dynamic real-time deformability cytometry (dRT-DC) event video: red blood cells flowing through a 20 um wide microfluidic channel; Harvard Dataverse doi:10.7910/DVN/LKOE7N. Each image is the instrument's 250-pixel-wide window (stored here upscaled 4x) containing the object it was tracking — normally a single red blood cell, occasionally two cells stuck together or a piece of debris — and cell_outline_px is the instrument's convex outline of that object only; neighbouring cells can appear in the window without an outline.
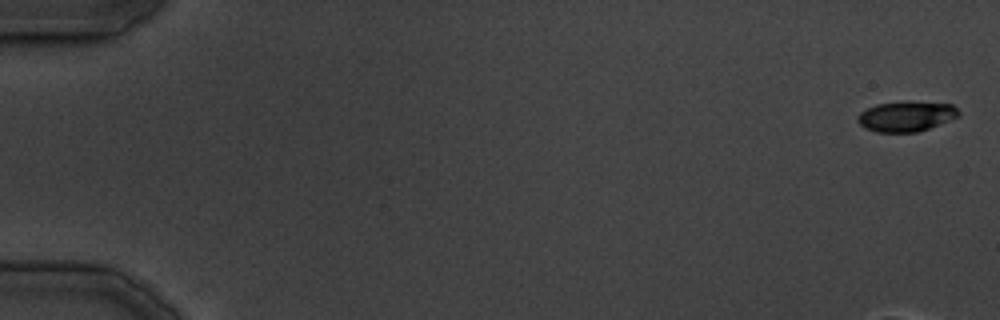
{"species": "common noctule bat (a hibernating species)", "species_latin": "Nyctalus noctula", "temperature_condition": "cold", "stored_images_in_passage": 8, "camera_frame_rate_fps": 3000, "um_per_image_px": 0.085, "animal": {"sex": "male", "body_mass_g": 19.5, "forearm_length_mm": 54.6}, "frame": {"image": 1, "passage_image": 1, "time_ms": 0.0, "image_size_px": [1000, 320], "cell_outline_px": [[960, 116], [928, 128], [916, 132], [876, 132], [864, 128], [856, 120], [856, 116], [860, 112], [876, 104], [904, 100], [908, 100], [952, 104], [960, 112]], "centroid_in_image_um": [77.0, 9.86], "position_along_channel_um": 8.0, "area_um2": 18.09}}